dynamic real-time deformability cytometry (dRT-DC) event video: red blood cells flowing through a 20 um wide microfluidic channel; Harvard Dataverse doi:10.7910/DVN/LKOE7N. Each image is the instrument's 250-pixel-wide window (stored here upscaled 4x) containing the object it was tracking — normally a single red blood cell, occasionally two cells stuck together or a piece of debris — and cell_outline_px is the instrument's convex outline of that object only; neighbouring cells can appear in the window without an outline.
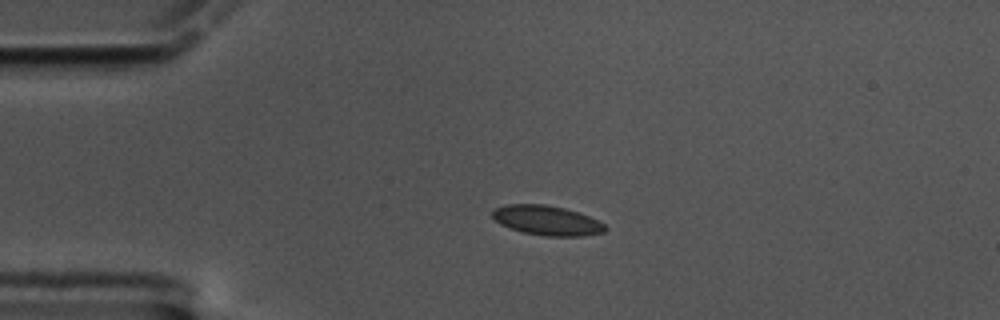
{"species": "common noctule bat (a hibernating species)", "species_latin": "Nyctalus noctula", "temperature_condition": "cold", "stored_images_in_passage": 47, "camera_frame_rate_fps": 3000, "um_per_image_px": 0.085, "animal": {"sex": "male", "body_mass_g": 17.5, "forearm_length_mm": 52.3}, "frame": {"image": 1, "passage_image": 1, "time_ms": 0.0, "image_size_px": [1000, 320], "cell_outline_px": [[608, 228], [604, 232], [584, 236], [544, 236], [524, 232], [500, 224], [492, 216], [492, 208], [504, 204], [544, 204], [564, 208], [580, 212], [604, 224]], "centroid_in_image_um": [46.48, 18.72], "position_along_channel_um": 38.5, "area_um2": 19.54}}
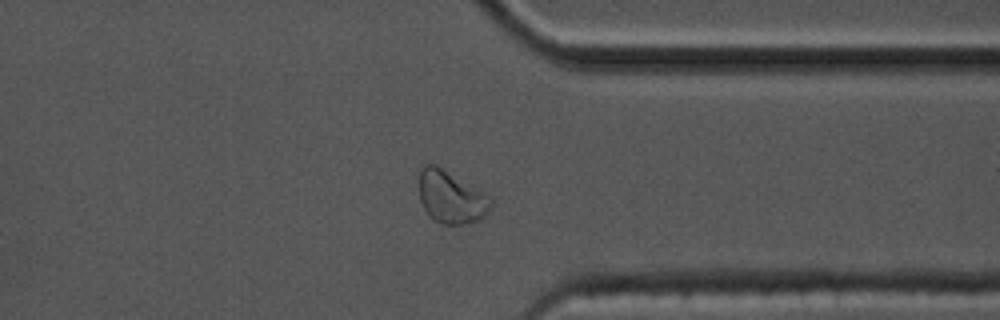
{"frame": {"image": 2, "passage_image": 34, "time_ms": 11.0, "image_size_px": [1000, 320], "cell_outline_px": [[492, 204], [488, 212], [480, 220], [464, 224], [440, 224], [432, 220], [428, 216], [420, 200], [420, 164], [436, 164], [492, 196]], "centroid_in_image_um": [38.35, 16.75], "position_along_channel_um": 373.1, "area_um2": 22.37}}
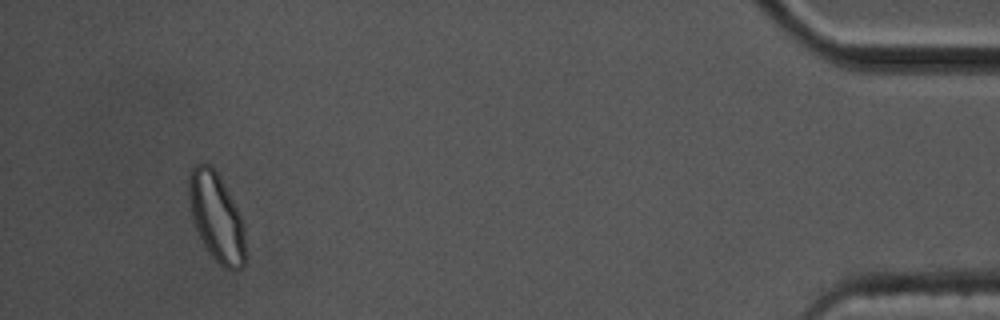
{"frame": {"image": 3, "passage_image": 44, "time_ms": 14.333, "image_size_px": [1000, 320], "cell_outline_px": [[244, 268], [232, 272], [224, 268], [208, 252], [196, 228], [192, 216], [188, 196], [188, 176], [192, 168], [200, 160], [208, 164], [216, 172], [236, 208], [244, 224]], "centroid_in_image_um": [18.38, 18.47], "position_along_channel_um": 416.8, "area_um2": 28.78}, "authors_computed_cell_mechanics": {"area_um2": 19.0162, "velocity_mm_per_s": 3.3394, "shape_relaxation_time_tau1_ms": 9.3726, "shape_relaxation_time_tau2_ms": null, "deformation_change_tau1": 0.1153, "deformation_change_tau2": null}}